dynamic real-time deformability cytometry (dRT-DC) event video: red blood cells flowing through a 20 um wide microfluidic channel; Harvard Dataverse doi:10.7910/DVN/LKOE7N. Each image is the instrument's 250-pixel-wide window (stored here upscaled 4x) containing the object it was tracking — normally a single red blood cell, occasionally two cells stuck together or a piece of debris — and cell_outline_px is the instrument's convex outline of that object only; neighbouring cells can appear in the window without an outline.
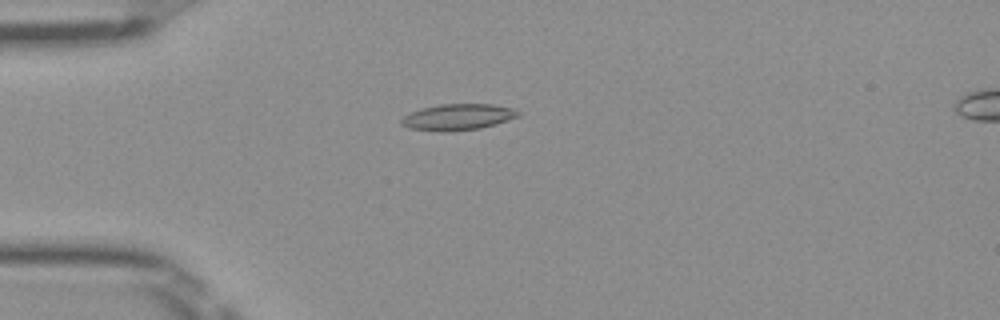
{"species": "Egyptian fruit bat (a non-hibernating species)", "species_latin": "Rousettus aegyptiacus", "temperature_condition": "room temperature", "stored_images_in_passage": 47, "camera_frame_rate_fps": 3000, "um_per_image_px": 0.085, "frame": {"image": 1, "passage_image": 10, "time_ms": 3.0, "image_size_px": [1000, 320], "cell_outline_px": [[520, 116], [496, 124], [480, 128], [452, 132], [436, 132], [408, 128], [400, 124], [400, 120], [408, 112], [440, 104], [492, 104], [512, 108], [520, 112]], "centroid_in_image_um": [38.89, 9.96], "position_along_channel_um": 46.1, "area_um2": 18.09}}
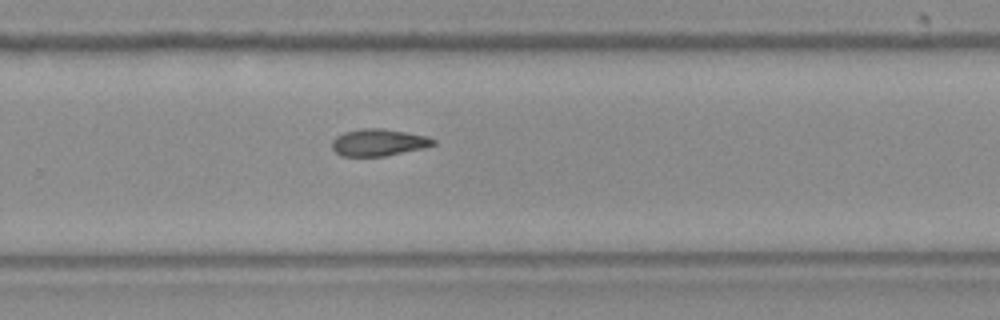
{"frame": {"image": 2, "passage_image": 30, "time_ms": 9.667, "image_size_px": [1000, 320], "cell_outline_px": [[436, 144], [424, 148], [384, 156], [340, 156], [332, 148], [332, 140], [336, 136], [344, 132], [364, 128], [380, 128], [428, 136], [436, 140]], "centroid_in_image_um": [32.18, 12.11], "position_along_channel_um": 297.6, "area_um2": 15.9}}
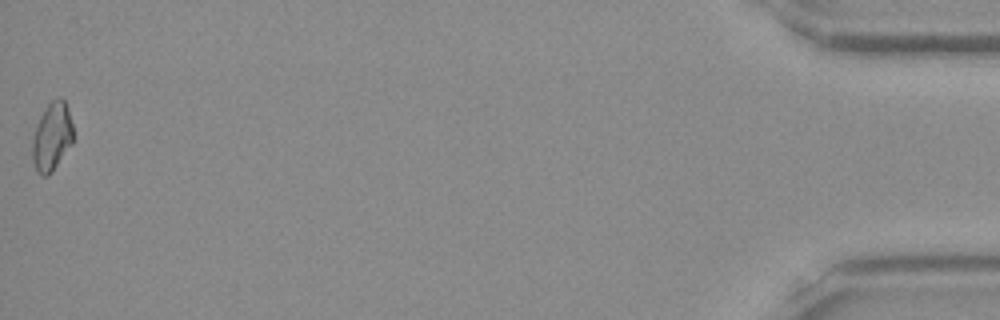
{"frame": {"image": 3, "passage_image": 47, "time_ms": 15.333, "image_size_px": [1000, 320], "cell_outline_px": [[72, 144], [52, 172], [48, 176], [40, 176], [36, 172], [32, 160], [32, 140], [36, 124], [44, 108], [52, 100], [60, 96], [64, 100], [68, 108], [72, 124]], "centroid_in_image_um": [4.39, 11.64], "position_along_channel_um": 430.8, "area_um2": 16.47}, "authors_computed_cell_mechanics": {"area_um2": 16.184, "velocity_mm_per_s": 4.042, "shape_relaxation_time_tau1_ms": null, "shape_relaxation_time_tau2_ms": 7.126, "deformation_change_tau1": null, "deformation_change_tau2": 0.1441}}